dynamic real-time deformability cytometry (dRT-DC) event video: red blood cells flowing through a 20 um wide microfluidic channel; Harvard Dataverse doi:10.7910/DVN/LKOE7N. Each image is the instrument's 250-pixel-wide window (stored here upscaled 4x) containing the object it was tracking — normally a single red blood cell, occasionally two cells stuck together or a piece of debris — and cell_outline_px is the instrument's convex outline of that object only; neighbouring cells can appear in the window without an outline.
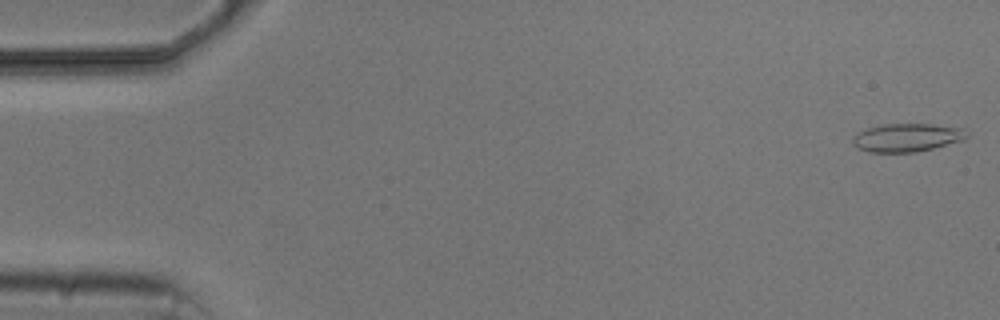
{"species": "common noctule bat (a hibernating species)", "species_latin": "Nyctalus noctula", "temperature_condition": "cold", "stored_images_in_passage": 5, "camera_frame_rate_fps": 3000, "um_per_image_px": 0.085, "animal": {"sex": "male", "body_mass_g": 20.5, "forearm_length_mm": 52.5}, "frame": {"image": 1, "passage_image": 1, "time_ms": 0.0, "image_size_px": [1000, 320], "cell_outline_px": [[968, 136], [964, 140], [916, 152], [868, 152], [852, 144], [852, 136], [868, 128], [884, 124], [932, 124], [964, 128], [968, 132]], "centroid_in_image_um": [77.12, 11.69], "position_along_channel_um": 7.9, "area_um2": 18.73}}
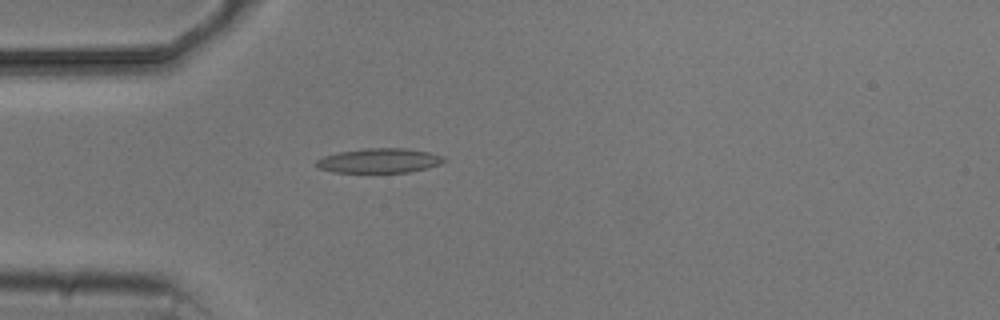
{"frame": {"image": 2, "passage_image": 5, "time_ms": 4.667, "image_size_px": [1000, 320], "cell_outline_px": [[448, 160], [440, 164], [428, 168], [408, 172], [332, 172], [320, 168], [316, 164], [316, 160], [324, 156], [340, 152], [364, 148], [404, 148], [428, 152], [444, 156]], "centroid_in_image_um": [32.28, 13.65], "position_along_channel_um": 52.7, "area_um2": 18.21}}